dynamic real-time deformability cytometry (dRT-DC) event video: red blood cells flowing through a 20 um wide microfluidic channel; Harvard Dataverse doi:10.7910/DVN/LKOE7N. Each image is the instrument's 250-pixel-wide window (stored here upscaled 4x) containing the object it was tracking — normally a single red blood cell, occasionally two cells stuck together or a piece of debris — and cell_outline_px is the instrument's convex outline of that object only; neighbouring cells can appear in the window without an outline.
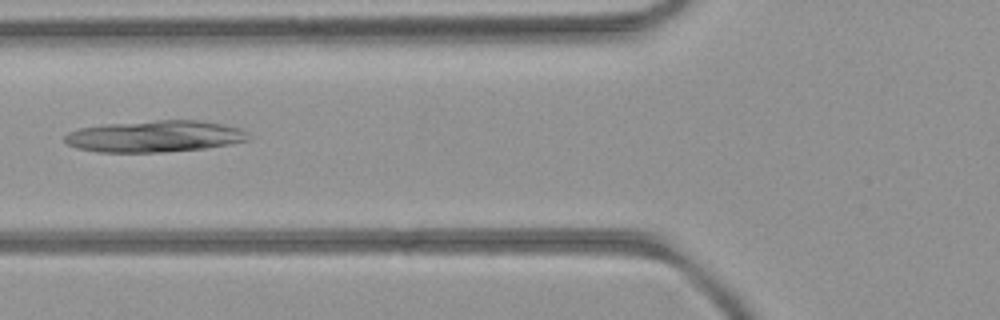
{"species": "common noctule bat (a hibernating species)", "species_latin": "Nyctalus noctula", "temperature_condition": "room temperature", "stored_images_in_passage": 5, "camera_frame_rate_fps": 3000, "um_per_image_px": 0.085, "animal": {"sex": "female", "body_mass_g": 21.9}, "frame": {"image": 1, "passage_image": 5, "time_ms": 5.333, "image_size_px": [1000, 320], "cell_outline_px": [[248, 140], [232, 144], [204, 148], [164, 152], [100, 152], [76, 148], [68, 144], [64, 140], [64, 136], [68, 132], [80, 128], [104, 124], [156, 120], [196, 120], [224, 124], [240, 128], [248, 132]], "centroid_in_image_um": [13.16, 11.58], "position_along_channel_um": 112.6, "area_um2": 33.87}}